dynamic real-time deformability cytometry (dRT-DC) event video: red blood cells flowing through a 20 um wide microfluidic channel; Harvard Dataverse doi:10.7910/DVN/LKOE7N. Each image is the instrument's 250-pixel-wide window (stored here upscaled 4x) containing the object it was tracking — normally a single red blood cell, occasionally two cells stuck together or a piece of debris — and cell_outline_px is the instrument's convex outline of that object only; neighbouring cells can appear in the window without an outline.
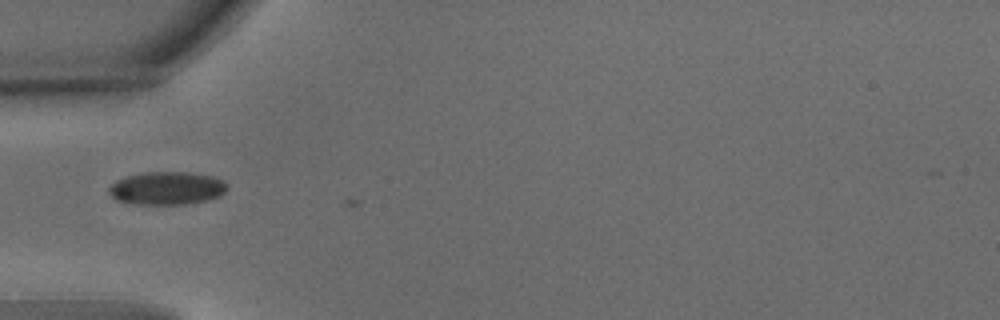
{"species": "common noctule bat (a hibernating species)", "species_latin": "Nyctalus noctula", "temperature_condition": "warm", "stored_images_in_passage": 3, "camera_frame_rate_fps": 3000, "um_per_image_px": 0.085, "animal": {"sex": "male", "body_mass_g": 15.6}, "frame": {"image": 1, "passage_image": 2, "time_ms": 0.333, "image_size_px": [1000, 320], "cell_outline_px": [[228, 188], [220, 196], [208, 200], [188, 204], [136, 204], [116, 200], [108, 192], [108, 188], [116, 180], [128, 176], [144, 172], [188, 172], [212, 176], [224, 180], [228, 184]], "centroid_in_image_um": [14.21, 16.0], "position_along_channel_um": 70.8, "area_um2": 22.89}}